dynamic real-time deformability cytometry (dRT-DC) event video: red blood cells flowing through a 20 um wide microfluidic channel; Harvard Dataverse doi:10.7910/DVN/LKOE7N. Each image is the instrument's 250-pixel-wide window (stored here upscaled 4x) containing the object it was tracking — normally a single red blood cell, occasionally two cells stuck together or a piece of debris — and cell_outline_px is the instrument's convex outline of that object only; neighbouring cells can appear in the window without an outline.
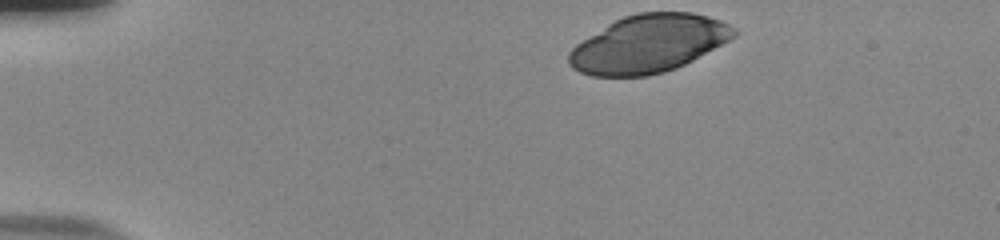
{"species": "human", "species_latin": "Homo sapiens", "temperature_condition": "room temperature", "stored_images_in_passage": 38, "camera_frame_rate_fps": 3000, "um_per_image_px": 0.085, "donor": {"sex": "male"}, "frame": {"image": 1, "passage_image": 1, "time_ms": 0.0, "image_size_px": [1000, 240], "cell_outline_px": [[736, 36], [692, 60], [676, 68], [664, 72], [648, 76], [592, 76], [580, 72], [572, 68], [568, 64], [568, 52], [576, 44], [608, 24], [624, 16], [636, 12], [692, 12], [708, 16], [720, 20], [736, 28]], "centroid_in_image_um": [55.11, 3.72], "position_along_channel_um": 29.9, "area_um2": 55.43}}